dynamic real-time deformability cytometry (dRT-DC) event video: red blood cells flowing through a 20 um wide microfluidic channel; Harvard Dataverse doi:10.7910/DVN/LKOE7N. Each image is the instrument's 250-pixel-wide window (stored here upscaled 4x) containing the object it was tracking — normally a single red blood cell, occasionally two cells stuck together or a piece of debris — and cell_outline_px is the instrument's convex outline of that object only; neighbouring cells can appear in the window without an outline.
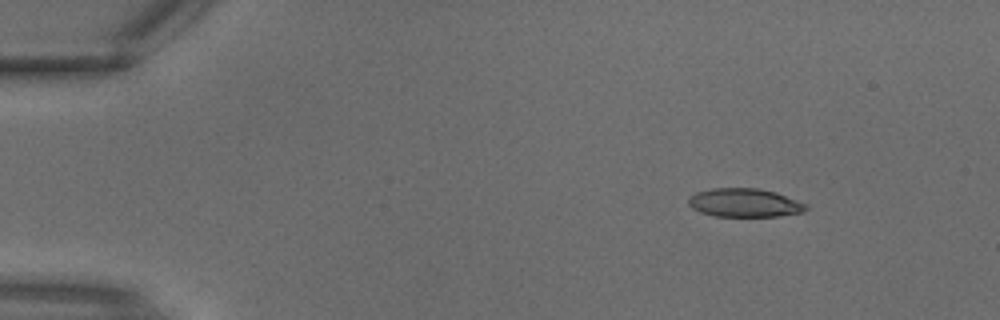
{"species": "common noctule bat (a hibernating species)", "species_latin": "Nyctalus noctula", "temperature_condition": "warm", "stored_images_in_passage": 2, "camera_frame_rate_fps": 3000, "um_per_image_px": 0.085, "animal": {"sex": "male", "body_mass_g": 18.8}, "frame": {"image": 1, "passage_image": 1, "time_ms": 0.0, "image_size_px": [1000, 320], "cell_outline_px": [[808, 208], [804, 212], [780, 216], [716, 216], [700, 212], [692, 208], [688, 204], [688, 200], [696, 192], [712, 188], [756, 188], [776, 192], [808, 204]], "centroid_in_image_um": [63.32, 17.23], "position_along_channel_um": 21.7, "area_um2": 19.59}}